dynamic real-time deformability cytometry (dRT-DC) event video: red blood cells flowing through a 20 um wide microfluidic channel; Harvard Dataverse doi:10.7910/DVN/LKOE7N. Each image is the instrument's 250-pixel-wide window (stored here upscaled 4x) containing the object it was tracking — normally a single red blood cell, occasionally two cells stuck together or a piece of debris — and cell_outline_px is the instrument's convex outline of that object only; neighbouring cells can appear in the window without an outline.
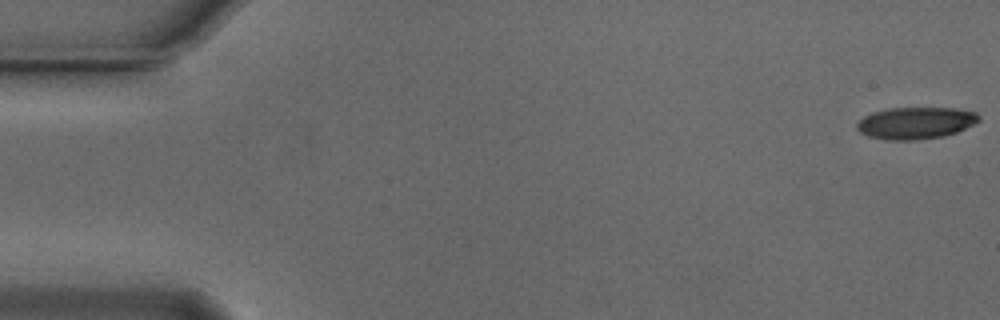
{"species": "Egyptian fruit bat (a non-hibernating species)", "species_latin": "Rousettus aegyptiacus", "temperature_condition": "cold", "stored_images_in_passage": 5, "camera_frame_rate_fps": 3000, "um_per_image_px": 0.085, "animal": {"sex": "male"}, "frame": {"image": 1, "passage_image": 1, "time_ms": 0.0, "image_size_px": [1000, 320], "cell_outline_px": [[980, 120], [956, 132], [944, 136], [916, 140], [888, 140], [868, 136], [860, 132], [856, 128], [856, 124], [864, 116], [872, 112], [888, 108], [956, 108], [976, 112], [980, 116]], "centroid_in_image_um": [77.81, 10.45], "position_along_channel_um": 7.2, "area_um2": 22.66}}